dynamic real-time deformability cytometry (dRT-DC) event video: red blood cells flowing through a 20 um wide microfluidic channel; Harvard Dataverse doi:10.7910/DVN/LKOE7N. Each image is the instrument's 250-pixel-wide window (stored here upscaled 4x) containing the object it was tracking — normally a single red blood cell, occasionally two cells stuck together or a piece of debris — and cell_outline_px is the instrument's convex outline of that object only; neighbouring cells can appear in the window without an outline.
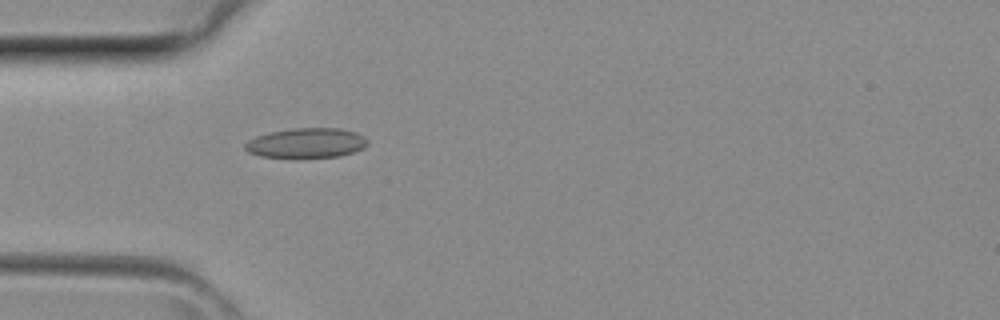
{"species": "common noctule bat (a hibernating species)", "species_latin": "Nyctalus noctula", "temperature_condition": "room temperature", "stored_images_in_passage": 4, "camera_frame_rate_fps": 3000, "um_per_image_px": 0.085, "animal": {"sex": "female", "body_mass_g": 29.2, "forearm_length_mm": 56.3}, "frame": {"image": 1, "passage_image": 4, "time_ms": 1.0, "image_size_px": [1000, 320], "cell_outline_px": [[368, 144], [364, 148], [340, 156], [260, 156], [248, 152], [244, 148], [244, 144], [248, 140], [256, 136], [268, 132], [292, 128], [340, 128], [356, 132], [364, 136], [368, 140]], "centroid_in_image_um": [26.05, 12.12], "position_along_channel_um": 58.9, "area_um2": 21.04}}